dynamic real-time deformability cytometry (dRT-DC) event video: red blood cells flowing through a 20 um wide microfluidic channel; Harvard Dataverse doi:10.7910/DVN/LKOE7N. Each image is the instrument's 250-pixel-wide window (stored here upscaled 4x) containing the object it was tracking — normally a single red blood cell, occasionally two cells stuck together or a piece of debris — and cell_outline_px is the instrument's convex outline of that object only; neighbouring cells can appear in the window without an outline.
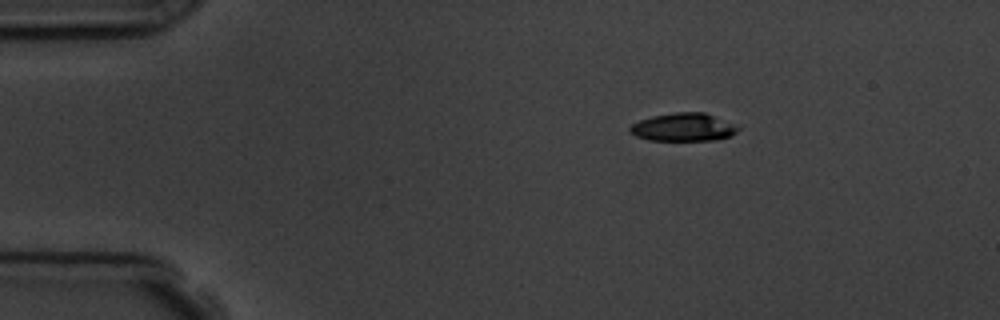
{"species": "common noctule bat (a hibernating species)", "species_latin": "Nyctalus noctula", "temperature_condition": "room temperature", "stored_images_in_passage": 3, "camera_frame_rate_fps": 3000, "um_per_image_px": 0.085, "animal": {"sex": "male", "body_mass_g": 19.5, "forearm_length_mm": 54.6}, "frame": {"image": 1, "passage_image": 1, "time_ms": 0.0, "image_size_px": [1000, 320], "cell_outline_px": [[740, 128], [732, 136], [716, 140], [648, 140], [636, 136], [628, 132], [628, 128], [632, 124], [640, 120], [652, 116], [676, 112], [704, 112]], "centroid_in_image_um": [58.03, 10.82], "position_along_channel_um": 27.0, "area_um2": 17.51}}